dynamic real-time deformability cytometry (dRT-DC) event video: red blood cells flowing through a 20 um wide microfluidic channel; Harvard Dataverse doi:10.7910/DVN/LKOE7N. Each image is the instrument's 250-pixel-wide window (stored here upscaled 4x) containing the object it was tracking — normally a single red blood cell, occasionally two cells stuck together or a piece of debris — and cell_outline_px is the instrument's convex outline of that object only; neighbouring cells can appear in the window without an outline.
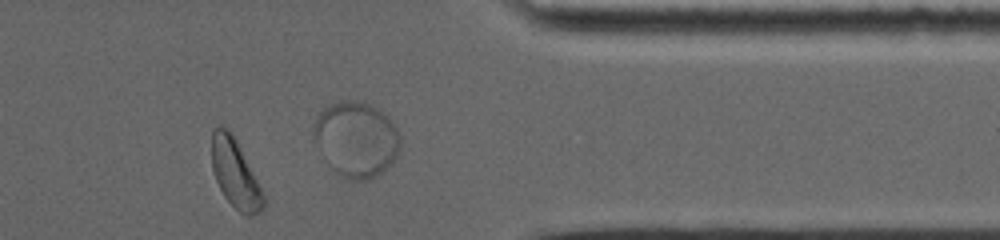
{"species": "common noctule bat (a hibernating species)", "species_latin": "Nyctalus noctula", "temperature_condition": "warm", "stored_images_in_passage": 13, "camera_frame_rate_fps": 5000, "um_per_image_px": 0.085, "animal": {"sex": "female", "body_mass_g": 19.0, "forearm_length_mm": 53.3}, "frame": {"image": 1, "passage_image": 11, "time_ms": 8.4, "image_size_px": [1000, 240], "cell_outline_px": [[268, 204], [260, 212], [252, 216], [244, 216], [224, 196], [216, 180], [212, 168], [212, 128], [220, 124], [228, 128], [232, 132]], "centroid_in_image_um": [19.99, 14.76], "position_along_channel_um": 391.4, "area_um2": 20.52}}